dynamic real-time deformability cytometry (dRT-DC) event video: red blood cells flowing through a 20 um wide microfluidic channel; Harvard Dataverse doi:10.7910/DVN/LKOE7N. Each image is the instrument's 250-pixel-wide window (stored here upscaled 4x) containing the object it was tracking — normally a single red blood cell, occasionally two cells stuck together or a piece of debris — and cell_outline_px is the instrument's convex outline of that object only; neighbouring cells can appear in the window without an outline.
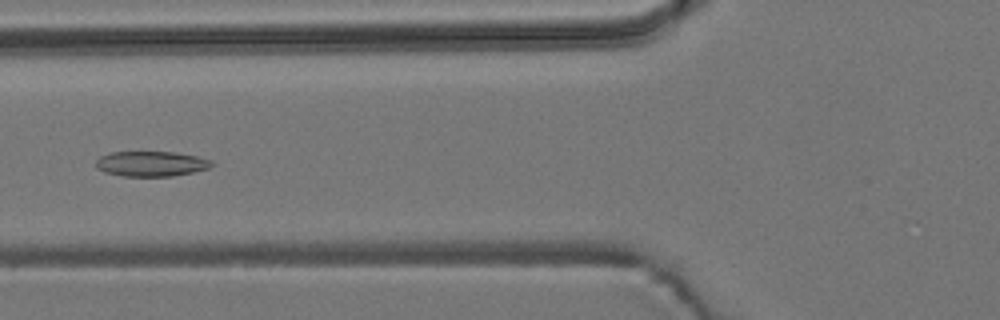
{"species": "common noctule bat (a hibernating species)", "species_latin": "Nyctalus noctula", "temperature_condition": "room temperature", "stored_images_in_passage": 5, "camera_frame_rate_fps": 3000, "um_per_image_px": 0.085, "animal": {"sex": "male", "body_mass_g": 19.2, "forearm_length_mm": 51.8}, "frame": {"image": 1, "passage_image": 5, "time_ms": 5.0, "image_size_px": [1000, 320], "cell_outline_px": [[212, 164], [208, 168], [192, 172], [172, 176], [120, 176], [104, 172], [96, 168], [96, 160], [100, 156], [112, 152], [172, 152], [196, 156], [212, 160]], "centroid_in_image_um": [12.8, 13.92], "position_along_channel_um": 113.0, "area_um2": 16.88}}